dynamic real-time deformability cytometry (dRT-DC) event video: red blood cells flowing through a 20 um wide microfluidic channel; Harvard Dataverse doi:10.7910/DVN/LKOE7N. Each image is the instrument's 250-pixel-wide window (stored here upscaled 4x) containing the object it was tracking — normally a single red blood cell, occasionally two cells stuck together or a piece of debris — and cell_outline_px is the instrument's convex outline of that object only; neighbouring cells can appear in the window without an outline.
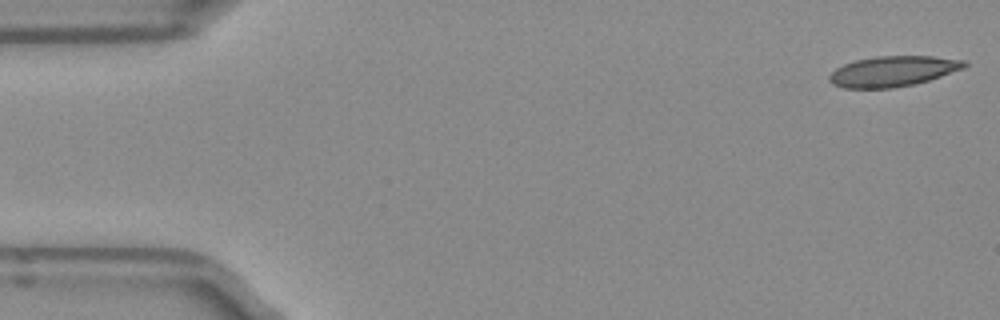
{"species": "Egyptian fruit bat (a non-hibernating species)", "species_latin": "Rousettus aegyptiacus", "temperature_condition": "room temperature", "stored_images_in_passage": 50, "camera_frame_rate_fps": 3000, "um_per_image_px": 0.085, "frame": {"image": 1, "passage_image": 1, "time_ms": 0.0, "image_size_px": [1000, 320], "cell_outline_px": [[968, 64], [964, 68], [928, 80], [912, 84], [892, 88], [844, 88], [832, 84], [828, 80], [828, 76], [836, 68], [844, 64], [856, 60], [876, 56], [932, 56], [964, 60]], "centroid_in_image_um": [75.87, 6.05], "position_along_channel_um": 9.1, "area_um2": 23.81}}
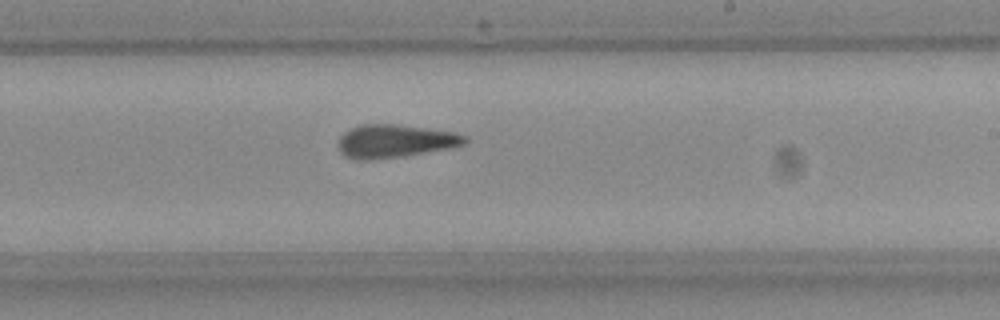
{"frame": {"image": 2, "passage_image": 29, "time_ms": 9.333, "image_size_px": [1000, 320], "cell_outline_px": [[468, 140], [464, 144], [448, 148], [404, 156], [368, 160], [356, 160], [344, 156], [340, 152], [336, 144], [340, 136], [344, 132], [360, 124], [396, 124], [452, 132], [468, 136]], "centroid_in_image_um": [33.5, 12.0], "position_along_channel_um": 255.5, "area_um2": 24.45}}
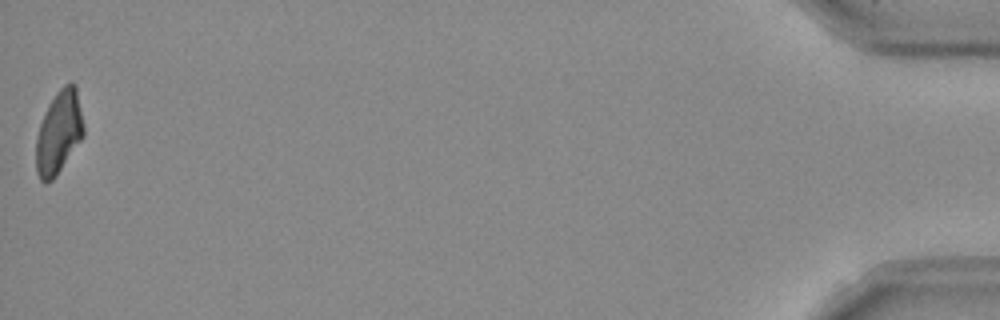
{"frame": {"image": 3, "passage_image": 50, "time_ms": 16.333, "image_size_px": [1000, 320], "cell_outline_px": [[84, 136], [56, 176], [52, 180], [44, 184], [40, 180], [36, 172], [36, 140], [40, 124], [44, 112], [48, 104], [56, 92], [64, 84], [72, 80], [76, 84], [84, 124]], "centroid_in_image_um": [5.01, 11.23], "position_along_channel_um": 430.2, "area_um2": 23.35}, "authors_computed_cell_mechanics": {"area_um2": 24.3338, "velocity_mm_per_s": 3.959, "shape_relaxation_time_tau1_ms": null, "shape_relaxation_time_tau2_ms": 2.6753, "deformation_change_tau1": null, "deformation_change_tau2": 0.1014}}